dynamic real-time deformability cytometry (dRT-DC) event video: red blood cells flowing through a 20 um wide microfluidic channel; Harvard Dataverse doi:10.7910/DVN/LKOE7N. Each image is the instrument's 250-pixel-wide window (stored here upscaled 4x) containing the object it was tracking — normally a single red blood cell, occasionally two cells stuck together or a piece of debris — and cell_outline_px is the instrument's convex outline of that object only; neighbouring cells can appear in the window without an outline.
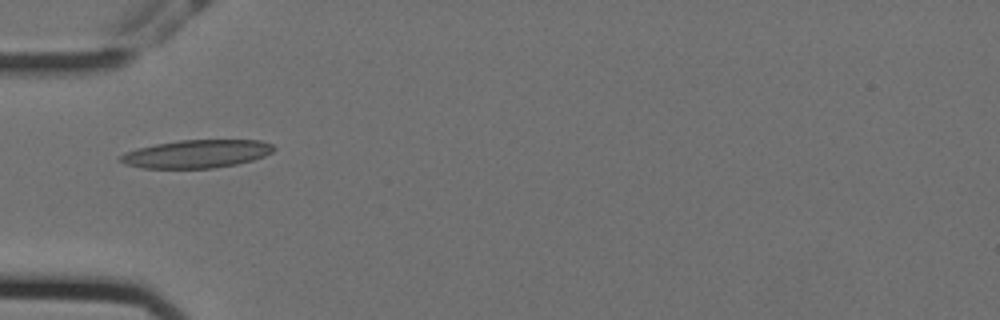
{"species": "Egyptian fruit bat (a non-hibernating species)", "species_latin": "Rousettus aegyptiacus", "temperature_condition": "cold", "stored_images_in_passage": 39, "camera_frame_rate_fps": 3000, "um_per_image_px": 0.085, "animal": {"sex": "female"}, "frame": {"image": 1, "passage_image": 1, "time_ms": 0.0, "image_size_px": [1000, 320], "cell_outline_px": [[276, 148], [272, 152], [264, 156], [252, 160], [236, 164], [212, 168], [144, 168], [124, 164], [120, 160], [120, 156], [124, 152], [136, 148], [156, 144], [180, 140], [260, 140], [272, 144]], "centroid_in_image_um": [16.71, 13.07], "position_along_channel_um": 68.3, "area_um2": 25.03}}
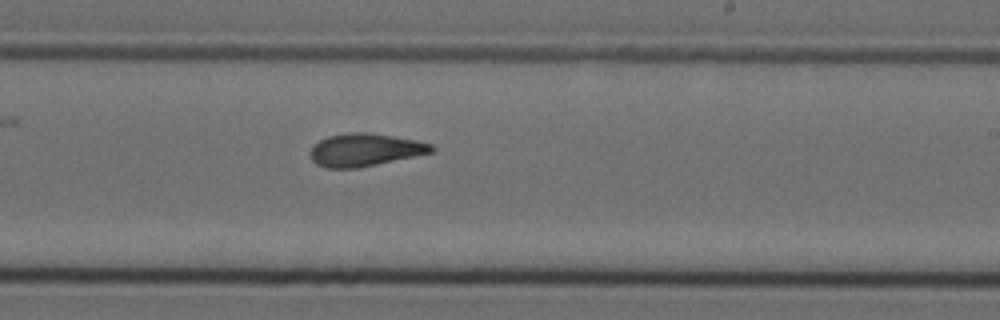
{"frame": {"image": 2, "passage_image": 17, "time_ms": 5.333, "image_size_px": [1000, 320], "cell_outline_px": [[436, 148], [432, 152], [376, 164], [356, 168], [324, 168], [316, 164], [312, 160], [308, 152], [312, 144], [328, 136], [352, 132], [368, 132], [416, 140], [432, 144]], "centroid_in_image_um": [30.96, 12.73], "position_along_channel_um": 258.0, "area_um2": 23.12}}
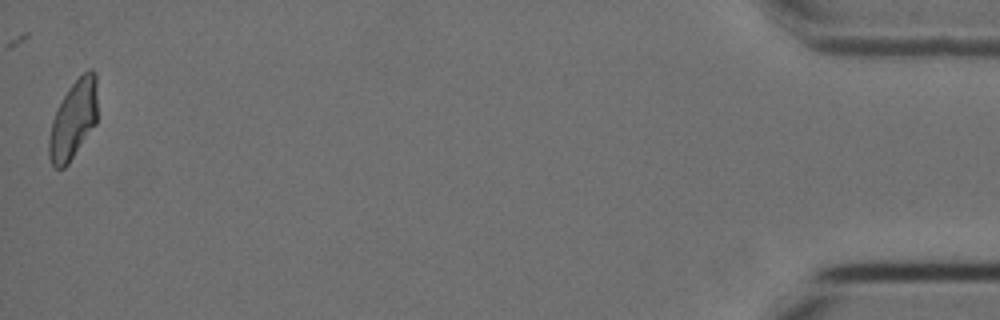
{"frame": {"image": 3, "passage_image": 39, "time_ms": 12.667, "image_size_px": [1000, 320], "cell_outline_px": [[96, 124], [68, 164], [64, 168], [56, 168], [52, 164], [48, 156], [48, 140], [52, 120], [56, 108], [68, 88], [88, 68], [92, 68], [96, 72]], "centroid_in_image_um": [6.22, 10.17], "position_along_channel_um": 429.0, "area_um2": 22.25}, "authors_computed_cell_mechanics": {"area_um2": 22.8888, "velocity_mm_per_s": 3.558, "shape_relaxation_time_tau1_ms": 8.0865, "shape_relaxation_time_tau2_ms": 3.0572, "deformation_change_tau1": 0.2051, "deformation_change_tau2": 0.1084}}